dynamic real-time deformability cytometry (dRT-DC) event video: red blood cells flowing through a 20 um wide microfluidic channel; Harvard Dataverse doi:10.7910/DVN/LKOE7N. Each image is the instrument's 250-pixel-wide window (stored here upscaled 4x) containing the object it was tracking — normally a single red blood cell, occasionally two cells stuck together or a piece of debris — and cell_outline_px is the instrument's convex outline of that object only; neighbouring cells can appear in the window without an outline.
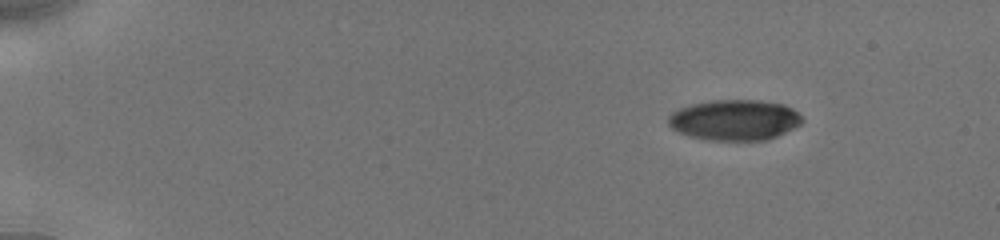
{"species": "human", "species_latin": "Homo sapiens", "temperature_condition": "cold", "stored_images_in_passage": 11, "camera_frame_rate_fps": 3000, "um_per_image_px": 0.085, "donor": {"sex": "male"}, "frame": {"image": 1, "passage_image": 1, "time_ms": 0.0, "image_size_px": [1000, 240], "cell_outline_px": [[804, 120], [800, 124], [768, 140], [708, 140], [688, 136], [672, 128], [668, 124], [668, 116], [672, 112], [680, 108], [692, 104], [712, 100], [760, 100], [784, 104], [792, 108]], "centroid_in_image_um": [62.42, 10.19], "position_along_channel_um": 22.6, "area_um2": 31.62}}
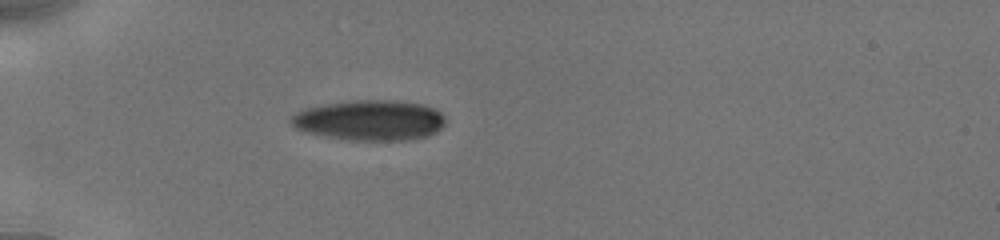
{"frame": {"image": 2, "passage_image": 7, "time_ms": 3.333, "image_size_px": [1000, 240], "cell_outline_px": [[444, 124], [436, 132], [428, 136], [408, 140], [348, 140], [308, 132], [296, 128], [288, 120], [296, 112], [304, 108], [324, 104], [352, 100], [392, 100], [424, 104], [440, 112], [444, 116]], "centroid_in_image_um": [31.43, 10.21], "position_along_channel_um": 53.6, "area_um2": 36.24}}
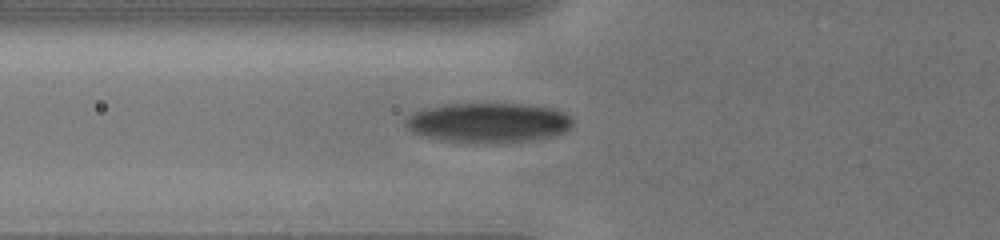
{"frame": {"image": 3, "passage_image": 11, "time_ms": 4.667, "image_size_px": [1000, 240], "cell_outline_px": [[572, 128], [556, 136], [532, 140], [496, 144], [476, 144], [444, 140], [420, 136], [412, 132], [404, 124], [408, 116], [412, 112], [424, 108], [444, 104], [528, 104], [552, 108], [564, 112], [572, 120]], "centroid_in_image_um": [41.5, 10.45], "position_along_channel_um": 84.3, "area_um2": 39.48}}